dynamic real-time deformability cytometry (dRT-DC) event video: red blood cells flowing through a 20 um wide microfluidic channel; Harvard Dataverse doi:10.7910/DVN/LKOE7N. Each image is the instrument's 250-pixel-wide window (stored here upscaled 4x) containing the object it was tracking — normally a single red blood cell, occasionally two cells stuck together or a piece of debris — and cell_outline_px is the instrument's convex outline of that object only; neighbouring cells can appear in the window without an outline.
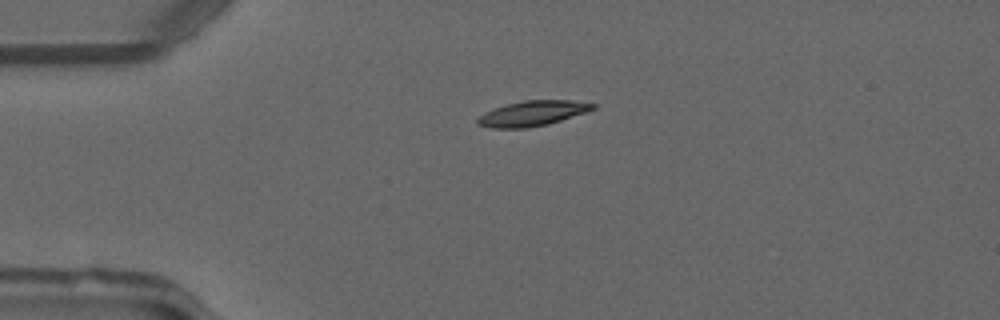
{"species": "common noctule bat (a hibernating species)", "species_latin": "Nyctalus noctula", "temperature_condition": "warm", "stored_images_in_passage": 46, "camera_frame_rate_fps": 3000, "um_per_image_px": 0.085, "animal": {"sex": "male", "forearm_length_mm": 52.5}, "frame": {"image": 1, "passage_image": 8, "time_ms": 2.333, "image_size_px": [1000, 320], "cell_outline_px": [[596, 108], [548, 124], [524, 128], [492, 128], [476, 124], [476, 120], [484, 112], [508, 104], [524, 100], [572, 100], [596, 104]], "centroid_in_image_um": [45.24, 9.63], "position_along_channel_um": 39.8, "area_um2": 16.65}}
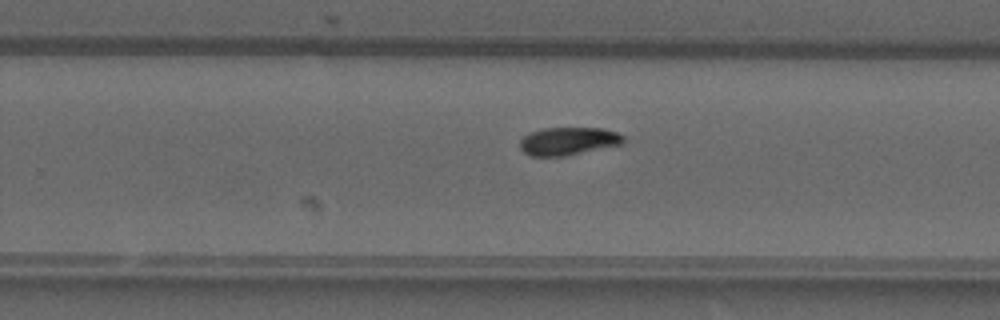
{"frame": {"image": 2, "passage_image": 28, "time_ms": 9.0, "image_size_px": [1000, 320], "cell_outline_px": [[624, 144], [564, 156], [532, 156], [524, 152], [520, 148], [520, 140], [524, 136], [532, 132], [544, 128], [604, 128], [616, 132], [624, 136]], "centroid_in_image_um": [48.33, 12.0], "position_along_channel_um": 281.5, "area_um2": 16.82}}
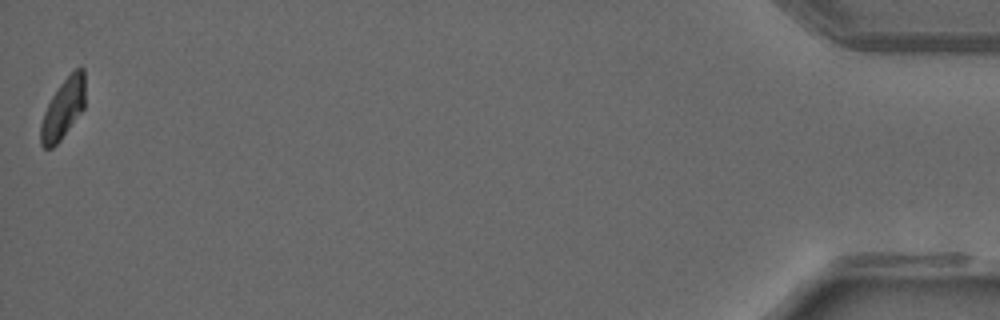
{"frame": {"image": 3, "passage_image": 46, "time_ms": 15.0, "image_size_px": [1000, 320], "cell_outline_px": [[84, 108], [60, 140], [52, 148], [44, 148], [40, 144], [40, 124], [44, 112], [52, 96], [60, 84], [76, 68], [84, 68]], "centroid_in_image_um": [5.34, 9.27], "position_along_channel_um": 429.9, "area_um2": 15.26}, "authors_computed_cell_mechanics": {"area_um2": 16.7909, "velocity_mm_per_s": 4.1054, "shape_relaxation_time_tau1_ms": 5.6094, "shape_relaxation_time_tau2_ms": null, "deformation_change_tau1": 0.1801, "deformation_change_tau2": null}}